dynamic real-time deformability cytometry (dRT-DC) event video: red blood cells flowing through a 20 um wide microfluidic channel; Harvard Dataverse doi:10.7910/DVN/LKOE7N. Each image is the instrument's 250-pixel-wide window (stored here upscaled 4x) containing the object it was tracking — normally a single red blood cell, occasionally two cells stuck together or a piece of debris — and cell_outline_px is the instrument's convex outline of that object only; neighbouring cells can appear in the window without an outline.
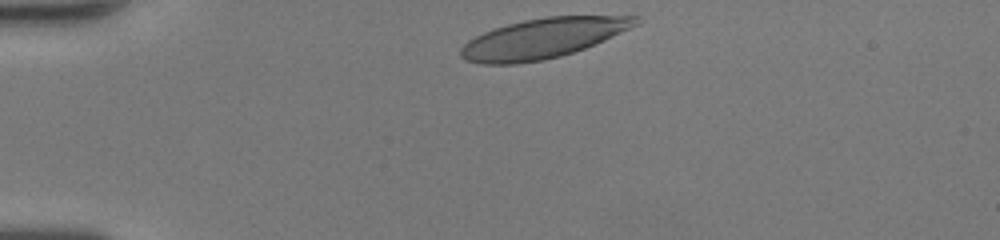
{"species": "human", "species_latin": "Homo sapiens", "temperature_condition": "room temperature", "stored_images_in_passage": 31, "camera_frame_rate_fps": 3000, "um_per_image_px": 0.085, "donor": {"sex": "female"}, "frame": {"image": 1, "passage_image": 1, "time_ms": 0.0, "image_size_px": [1000, 240], "cell_outline_px": [[640, 24], [604, 40], [584, 48], [560, 56], [544, 60], [516, 64], [480, 64], [464, 60], [460, 56], [460, 48], [468, 40], [484, 32], [508, 24], [524, 20], [544, 16], [640, 16]], "centroid_in_image_um": [46.13, 3.26], "position_along_channel_um": 38.9, "area_um2": 40.63}}
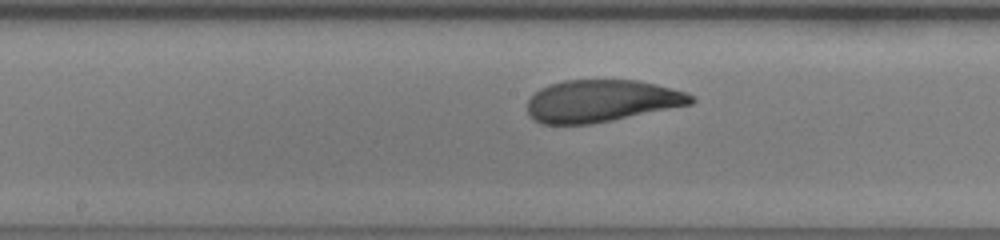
{"frame": {"image": 2, "passage_image": 16, "time_ms": 5.0, "image_size_px": [1000, 240], "cell_outline_px": [[696, 100], [692, 104], [592, 124], [540, 124], [528, 116], [528, 100], [540, 88], [548, 84], [564, 80], [636, 80], [684, 92], [692, 96]], "centroid_in_image_um": [51.06, 8.59], "position_along_channel_um": 197.1, "area_um2": 40.0}}
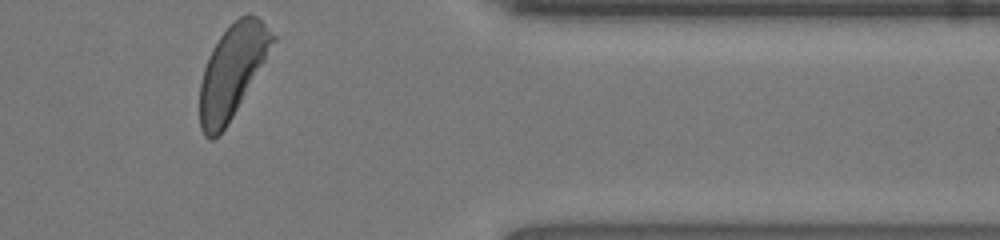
{"frame": {"image": 3, "passage_image": 31, "time_ms": 10.0, "image_size_px": [1000, 240], "cell_outline_px": [[276, 40], [228, 124], [220, 136], [212, 140], [208, 140], [204, 136], [200, 128], [200, 84], [204, 68], [208, 56], [212, 48], [220, 36], [240, 16], [248, 12], [252, 12], [276, 36]], "centroid_in_image_um": [19.71, 6.08], "position_along_channel_um": 391.7, "area_um2": 38.78}, "authors_computed_cell_mechanics": {"area_um2": 40.9802, "velocity_mm_per_s": 4.2147, "shape_relaxation_time_tau1_ms": 3.1051, "shape_relaxation_time_tau2_ms": 0.9075, "deformation_change_tau1": 0.1711, "deformation_change_tau2": 0.0747}}